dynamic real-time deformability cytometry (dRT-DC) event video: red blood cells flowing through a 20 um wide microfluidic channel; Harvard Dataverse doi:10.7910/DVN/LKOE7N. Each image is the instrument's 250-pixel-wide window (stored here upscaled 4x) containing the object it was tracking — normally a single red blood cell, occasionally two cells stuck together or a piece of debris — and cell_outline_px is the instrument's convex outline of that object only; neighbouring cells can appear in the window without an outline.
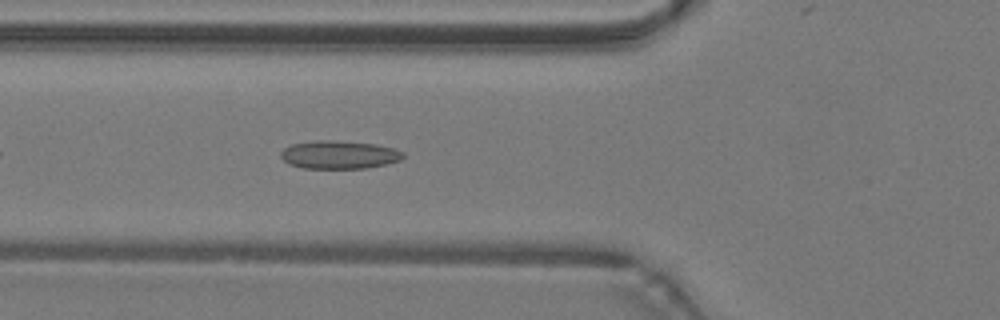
{"species": "common noctule bat (a hibernating species)", "species_latin": "Nyctalus noctula", "temperature_condition": "warm", "stored_images_in_passage": 35, "camera_frame_rate_fps": 3000, "um_per_image_px": 0.085, "animal": {"sex": "male", "body_mass_g": 19.2, "forearm_length_mm": 51.8}, "frame": {"image": 1, "passage_image": 6, "time_ms": 1.667, "image_size_px": [1000, 320], "cell_outline_px": [[404, 156], [400, 160], [368, 168], [304, 168], [288, 164], [280, 156], [280, 152], [284, 148], [292, 144], [312, 140], [332, 140], [376, 144], [392, 148], [404, 152]], "centroid_in_image_um": [28.79, 13.14], "position_along_channel_um": 97.0, "area_um2": 20.06}}
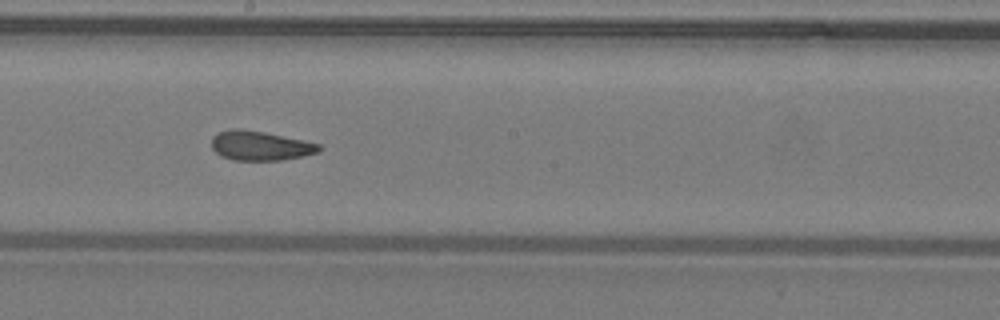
{"frame": {"image": 2, "passage_image": 15, "time_ms": 4.667, "image_size_px": [1000, 320], "cell_outline_px": [[320, 152], [280, 160], [236, 160], [220, 156], [212, 148], [212, 136], [220, 132], [232, 128], [240, 128], [264, 132], [320, 144]], "centroid_in_image_um": [22.08, 12.38], "position_along_channel_um": 226.1, "area_um2": 18.21}}
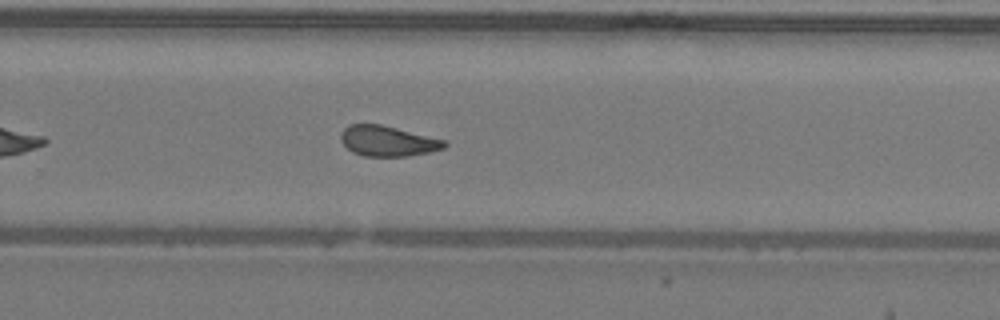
{"frame": {"image": 3, "passage_image": 20, "time_ms": 6.333, "image_size_px": [1000, 320], "cell_outline_px": [[448, 144], [444, 148], [432, 152], [408, 156], [364, 156], [352, 152], [340, 140], [340, 132], [348, 124], [380, 124], [444, 140]], "centroid_in_image_um": [32.93, 11.99], "position_along_channel_um": 296.9, "area_um2": 18.32}, "authors_computed_cell_mechanics": {"area_um2": 18.5538, "velocity_mm_per_s": 4.2984, "shape_relaxation_time_tau1_ms": 6.4131, "shape_relaxation_time_tau2_ms": 1.6611, "deformation_change_tau1": 0.1626, "deformation_change_tau2": 0.0973}}